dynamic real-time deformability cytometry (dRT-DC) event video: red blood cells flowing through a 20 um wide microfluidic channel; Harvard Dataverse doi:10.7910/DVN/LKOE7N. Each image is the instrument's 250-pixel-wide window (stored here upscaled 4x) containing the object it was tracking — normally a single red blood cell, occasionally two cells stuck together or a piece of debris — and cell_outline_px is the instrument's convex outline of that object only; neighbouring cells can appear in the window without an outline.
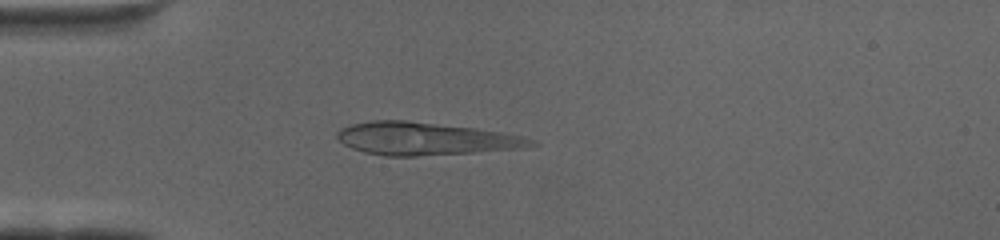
{"species": "human", "species_latin": "Homo sapiens", "temperature_condition": "cold", "stored_images_in_passage": 67, "camera_frame_rate_fps": 3000, "um_per_image_px": 0.085, "donor": {"sex": "female"}, "frame": {"image": 1, "passage_image": 19, "time_ms": 6.0, "image_size_px": [1000, 240], "cell_outline_px": [[540, 144], [520, 148], [472, 152], [416, 156], [384, 156], [364, 152], [352, 148], [344, 144], [336, 136], [336, 132], [340, 128], [352, 124], [372, 120], [404, 120], [476, 128], [500, 132], [520, 136], [532, 140]], "centroid_in_image_um": [36.08, 11.78], "position_along_channel_um": 48.9, "area_um2": 36.65}}
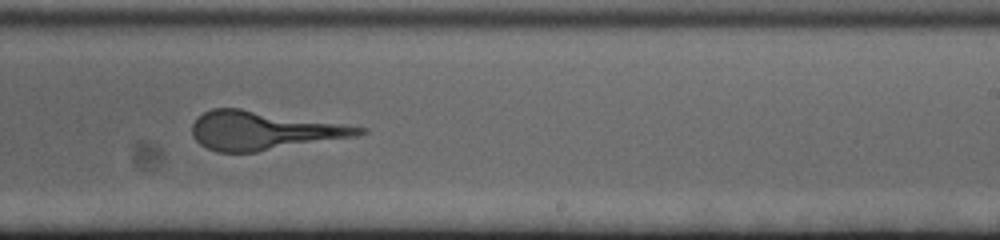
{"frame": {"image": 2, "passage_image": 42, "time_ms": 13.667, "image_size_px": [1000, 240], "cell_outline_px": [[368, 132], [356, 136], [256, 152], [216, 152], [200, 144], [192, 136], [192, 124], [196, 116], [212, 108], [240, 108], [368, 128]], "centroid_in_image_um": [22.36, 11.09], "position_along_channel_um": 266.6, "area_um2": 37.4}}
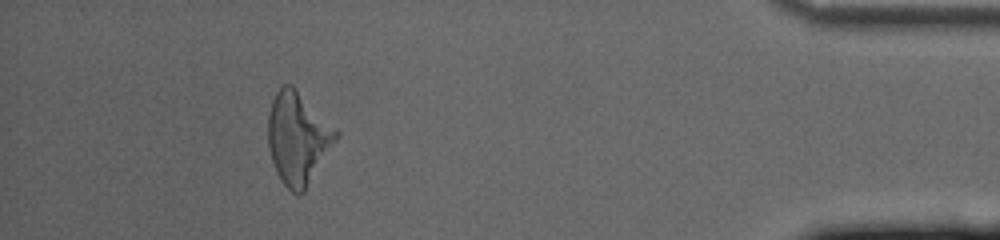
{"frame": {"image": 3, "passage_image": 61, "time_ms": 20.0, "image_size_px": [1000, 240], "cell_outline_px": [[340, 136], [304, 192], [292, 192], [280, 180], [276, 172], [268, 148], [268, 112], [272, 100], [276, 92], [284, 84], [292, 84], [340, 132]], "centroid_in_image_um": [25.33, 11.73], "position_along_channel_um": 409.9, "area_um2": 36.53}}